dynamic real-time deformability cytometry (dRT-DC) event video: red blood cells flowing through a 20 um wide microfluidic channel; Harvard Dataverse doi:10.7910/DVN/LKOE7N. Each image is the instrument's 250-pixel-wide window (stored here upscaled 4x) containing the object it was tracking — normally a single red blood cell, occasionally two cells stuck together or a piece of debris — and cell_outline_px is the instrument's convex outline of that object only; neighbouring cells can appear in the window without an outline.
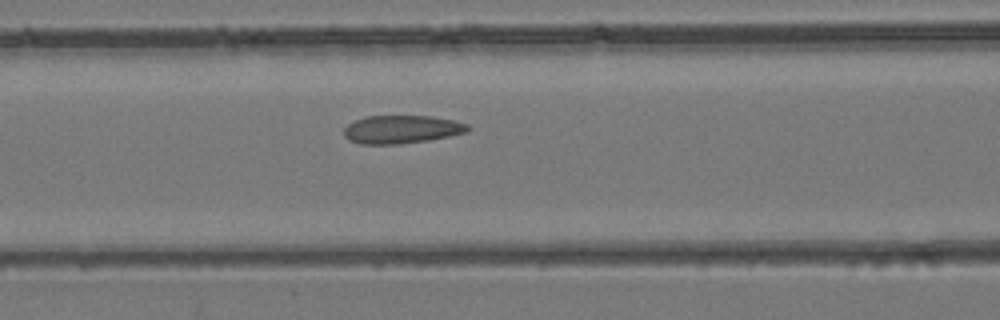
{"species": "common noctule bat (a hibernating species)", "species_latin": "Nyctalus noctula", "temperature_condition": "room temperature", "stored_images_in_passage": 32, "camera_frame_rate_fps": 3000, "um_per_image_px": 0.085, "animal": {"sex": "female", "body_mass_g": 24.6, "forearm_length_mm": 56.2}, "frame": {"image": 1, "passage_image": 7, "time_ms": 2.0, "image_size_px": [1000, 320], "cell_outline_px": [[468, 132], [428, 140], [400, 144], [360, 144], [348, 140], [344, 136], [344, 128], [348, 124], [356, 120], [368, 116], [432, 116], [452, 120], [468, 124]], "centroid_in_image_um": [34.11, 11.0], "position_along_channel_um": 132.5, "area_um2": 20.23}}
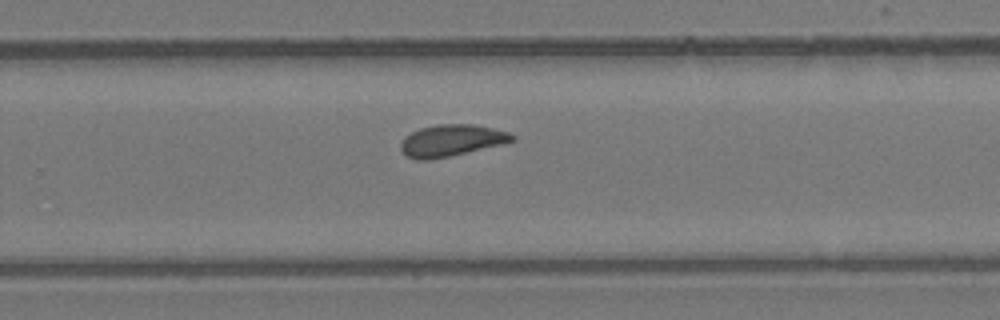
{"frame": {"image": 2, "passage_image": 17, "time_ms": 5.333, "image_size_px": [1000, 320], "cell_outline_px": [[516, 140], [500, 144], [448, 156], [428, 160], [416, 160], [408, 156], [400, 148], [400, 144], [404, 136], [420, 128], [440, 124], [472, 124], [492, 128], [508, 132], [516, 136]], "centroid_in_image_um": [38.35, 11.93], "position_along_channel_um": 291.5, "area_um2": 20.23}}
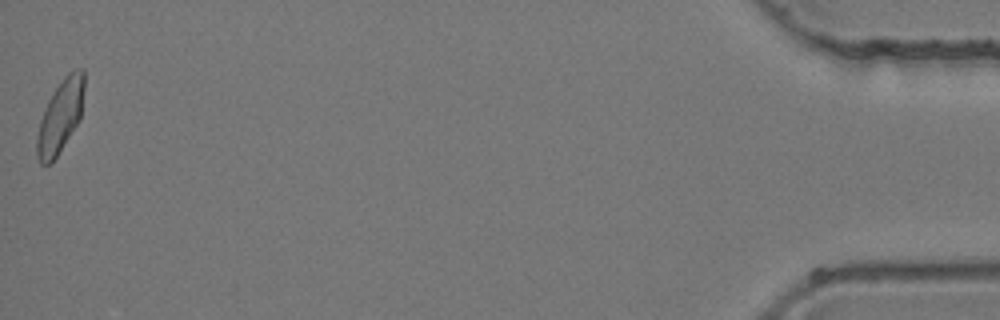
{"frame": {"image": 3, "passage_image": 32, "time_ms": 10.333, "image_size_px": [1000, 320], "cell_outline_px": [[84, 92], [80, 120], [52, 164], [40, 164], [36, 156], [36, 136], [40, 120], [44, 108], [48, 100], [64, 76], [68, 72], [76, 68], [84, 68]], "centroid_in_image_um": [5.12, 9.9], "position_along_channel_um": 430.1, "area_um2": 20.35}}